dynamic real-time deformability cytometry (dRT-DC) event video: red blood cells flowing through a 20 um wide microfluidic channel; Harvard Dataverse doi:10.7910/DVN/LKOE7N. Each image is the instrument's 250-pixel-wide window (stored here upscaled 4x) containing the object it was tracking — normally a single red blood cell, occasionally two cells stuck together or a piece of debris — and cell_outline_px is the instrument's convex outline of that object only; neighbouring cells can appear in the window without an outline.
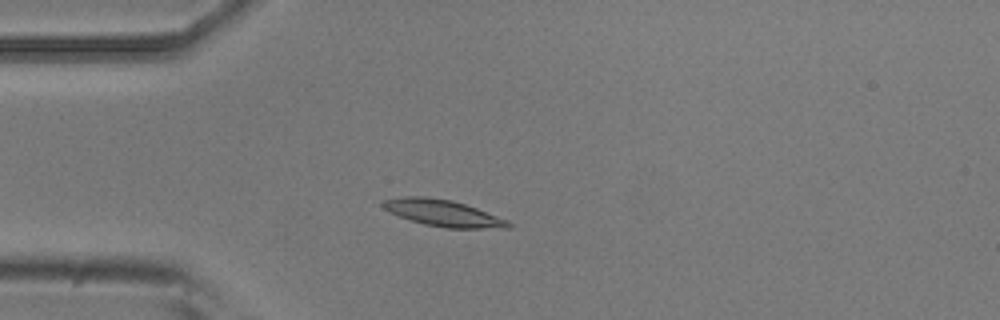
{"species": "common noctule bat (a hibernating species)", "species_latin": "Nyctalus noctula", "temperature_condition": "room temperature", "stored_images_in_passage": 4, "camera_frame_rate_fps": 3000, "um_per_image_px": 0.085, "animal": {"sex": "male", "body_mass_g": 20.5, "forearm_length_mm": 52.5}, "frame": {"image": 1, "passage_image": 4, "time_ms": 3.333, "image_size_px": [1000, 320], "cell_outline_px": [[512, 228], [448, 228], [424, 224], [400, 216], [384, 208], [380, 204], [384, 200], [404, 196], [428, 196], [452, 200], [476, 208], [508, 220], [512, 224]], "centroid_in_image_um": [37.69, 18.1], "position_along_channel_um": 47.3, "area_um2": 19.19}}